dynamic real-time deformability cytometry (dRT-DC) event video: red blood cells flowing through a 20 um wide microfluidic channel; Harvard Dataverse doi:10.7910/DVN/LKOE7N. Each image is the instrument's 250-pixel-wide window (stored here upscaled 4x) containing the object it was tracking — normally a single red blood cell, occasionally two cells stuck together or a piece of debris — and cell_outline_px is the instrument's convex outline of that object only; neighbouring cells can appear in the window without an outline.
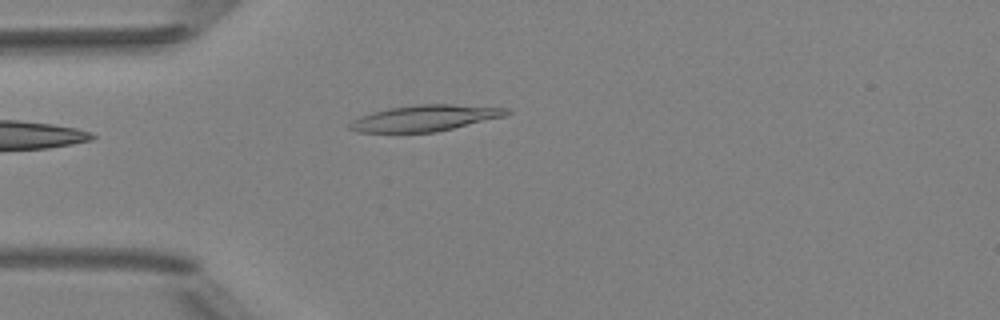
{"species": "Egyptian fruit bat (a non-hibernating species)", "species_latin": "Rousettus aegyptiacus", "temperature_condition": "room temperature", "stored_images_in_passage": 6, "camera_frame_rate_fps": 3000, "um_per_image_px": 0.085, "animal": {"sex": "female"}, "frame": {"image": 1, "passage_image": 6, "time_ms": 6.0, "image_size_px": [1000, 320], "cell_outline_px": [[512, 112], [504, 116], [436, 132], [360, 132], [348, 128], [348, 124], [352, 120], [360, 116], [372, 112], [388, 108], [420, 104], [452, 104], [508, 108]], "centroid_in_image_um": [36.1, 10.03], "position_along_channel_um": 48.9, "area_um2": 23.7}}